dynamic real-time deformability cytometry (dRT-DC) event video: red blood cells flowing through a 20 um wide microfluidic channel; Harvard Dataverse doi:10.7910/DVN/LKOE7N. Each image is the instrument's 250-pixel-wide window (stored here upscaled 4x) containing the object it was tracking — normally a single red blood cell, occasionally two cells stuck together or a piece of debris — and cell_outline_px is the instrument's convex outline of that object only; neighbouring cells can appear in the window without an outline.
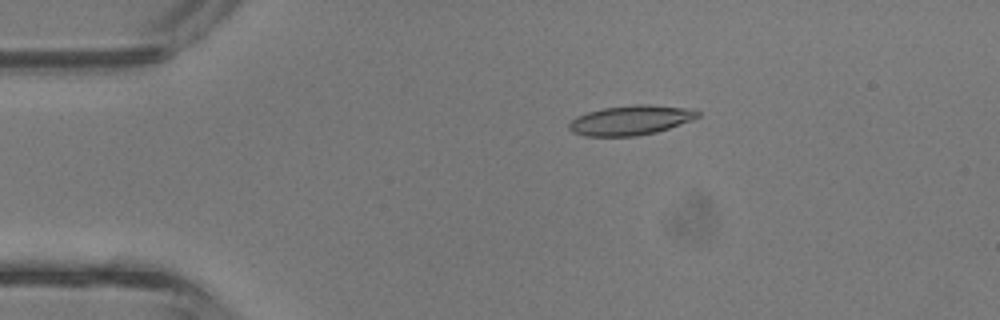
{"species": "common noctule bat (a hibernating species)", "species_latin": "Nyctalus noctula", "temperature_condition": "room temperature", "stored_images_in_passage": 2, "camera_frame_rate_fps": 3000, "um_per_image_px": 0.085, "animal": {"sex": "male", "body_mass_g": 13.3}, "frame": {"image": 1, "passage_image": 1, "time_ms": 0.0, "image_size_px": [1000, 320], "cell_outline_px": [[700, 116], [692, 120], [656, 132], [636, 136], [584, 136], [572, 132], [568, 128], [568, 124], [576, 116], [588, 112], [604, 108], [632, 104], [652, 104], [696, 108], [700, 112]], "centroid_in_image_um": [53.65, 10.2], "position_along_channel_um": 31.4, "area_um2": 22.54}}